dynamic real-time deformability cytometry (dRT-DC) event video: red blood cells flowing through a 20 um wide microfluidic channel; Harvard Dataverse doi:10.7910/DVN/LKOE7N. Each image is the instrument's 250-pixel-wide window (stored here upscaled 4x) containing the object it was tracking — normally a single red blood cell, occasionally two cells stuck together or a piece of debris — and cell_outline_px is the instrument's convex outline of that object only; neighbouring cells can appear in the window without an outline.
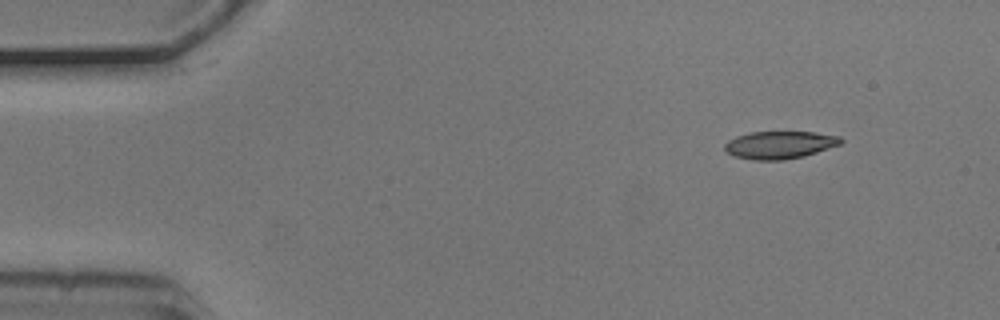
{"species": "common noctule bat (a hibernating species)", "species_latin": "Nyctalus noctula", "temperature_condition": "cold", "stored_images_in_passage": 4, "camera_frame_rate_fps": 3000, "um_per_image_px": 0.085, "animal": {"sex": "male", "body_mass_g": 20.5, "forearm_length_mm": 52.5}, "frame": {"image": 1, "passage_image": 1, "time_ms": 0.0, "image_size_px": [1000, 320], "cell_outline_px": [[844, 140], [840, 144], [804, 156], [784, 160], [752, 160], [732, 156], [724, 148], [724, 144], [728, 140], [736, 136], [752, 132], [816, 132], [840, 136]], "centroid_in_image_um": [66.25, 12.32], "position_along_channel_um": 18.7, "area_um2": 18.73}}
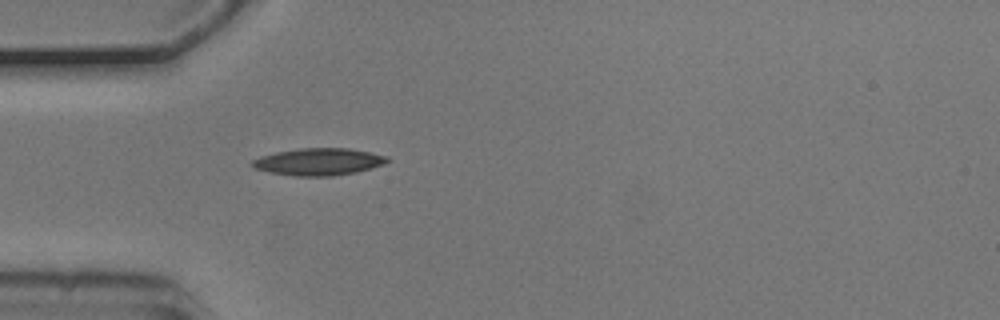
{"frame": {"image": 2, "passage_image": 4, "time_ms": 1.0, "image_size_px": [1000, 320], "cell_outline_px": [[392, 160], [384, 164], [356, 172], [332, 176], [296, 176], [268, 172], [252, 168], [252, 160], [260, 156], [276, 152], [300, 148], [348, 148], [388, 156]], "centroid_in_image_um": [27.08, 13.75], "position_along_channel_um": 57.9, "area_um2": 21.39}}